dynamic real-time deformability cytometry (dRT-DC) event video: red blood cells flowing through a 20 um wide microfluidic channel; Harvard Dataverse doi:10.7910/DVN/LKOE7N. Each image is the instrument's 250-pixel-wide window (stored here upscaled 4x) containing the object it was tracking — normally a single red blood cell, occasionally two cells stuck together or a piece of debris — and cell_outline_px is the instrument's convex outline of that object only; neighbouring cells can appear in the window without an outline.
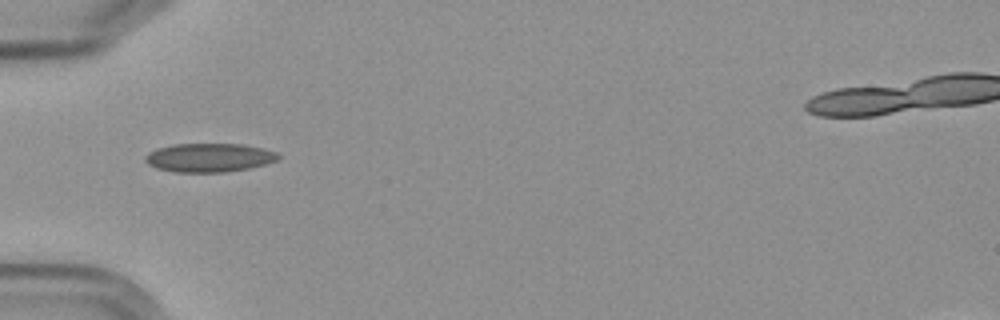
{"species": "Egyptian fruit bat (a non-hibernating species)", "species_latin": "Rousettus aegyptiacus", "temperature_condition": "cold", "stored_images_in_passage": 7, "camera_frame_rate_fps": 3000, "um_per_image_px": 0.085, "frame": {"image": 1, "passage_image": 1, "time_ms": 0.0, "image_size_px": [1000, 320], "cell_outline_px": [[280, 156], [276, 160], [264, 164], [248, 168], [224, 172], [176, 172], [156, 168], [148, 164], [144, 160], [144, 156], [148, 152], [156, 148], [172, 144], [244, 144], [264, 148], [276, 152]], "centroid_in_image_um": [17.73, 13.39], "position_along_channel_um": 67.3, "area_um2": 22.31}}
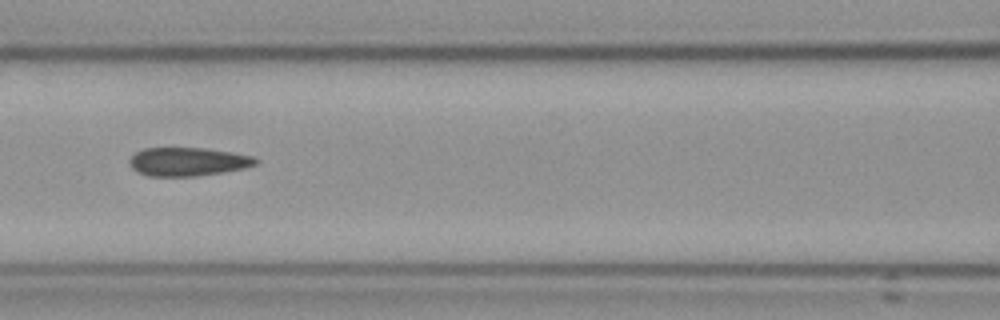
{"frame": {"image": 2, "passage_image": 3, "time_ms": 2.333, "image_size_px": [1000, 320], "cell_outline_px": [[260, 160], [256, 164], [244, 168], [224, 172], [196, 176], [148, 176], [132, 168], [128, 160], [136, 152], [144, 148], [204, 148], [232, 152], [252, 156]], "centroid_in_image_um": [15.98, 13.74], "position_along_channel_um": 150.6, "area_um2": 20.92}}
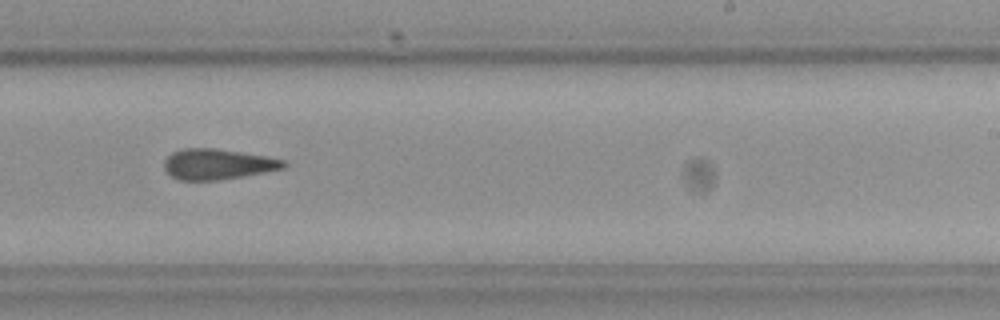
{"frame": {"image": 3, "passage_image": 6, "time_ms": 5.667, "image_size_px": [1000, 320], "cell_outline_px": [[288, 164], [284, 168], [244, 176], [216, 180], [180, 180], [172, 176], [164, 168], [164, 160], [172, 152], [184, 148], [212, 148], [264, 156], [284, 160]], "centroid_in_image_um": [18.48, 13.96], "position_along_channel_um": 270.5, "area_um2": 20.98}}